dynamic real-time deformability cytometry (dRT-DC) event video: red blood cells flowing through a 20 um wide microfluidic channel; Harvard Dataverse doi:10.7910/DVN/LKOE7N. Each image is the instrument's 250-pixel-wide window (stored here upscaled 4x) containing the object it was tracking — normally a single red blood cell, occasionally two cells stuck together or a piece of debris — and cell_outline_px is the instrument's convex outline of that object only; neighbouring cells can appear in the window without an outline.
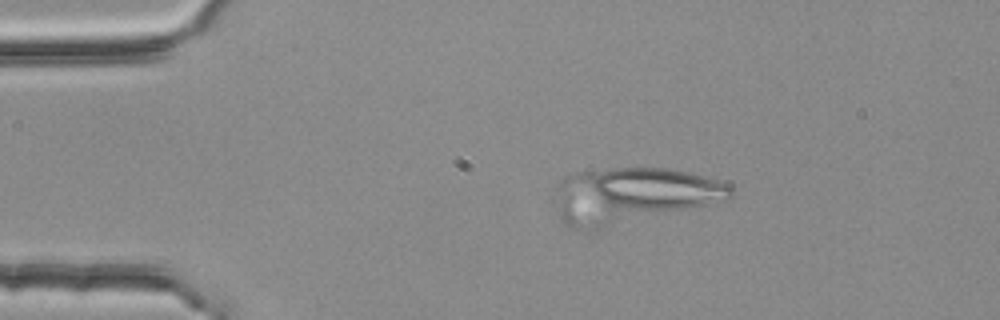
{"species": "common noctule bat (a hibernating species)", "species_latin": "Nyctalus noctula", "temperature_condition": "room temperature", "stored_images_in_passage": 45, "segment_of_instrument_passage": [1, 3], "camera_frame_rate_fps": 3000, "um_per_image_px": 0.085, "animal": {"sex": "female", "body_mass_g": 25.1}, "frame": {"image": 1, "passage_image": 1, "time_ms": 0.0, "image_size_px": [1000, 320], "cell_outline_px": [[736, 192], [732, 196], [724, 200], [584, 232], [572, 228], [560, 216], [552, 200], [556, 184], [560, 180], [568, 176], [580, 172], [620, 168], [664, 168], [684, 172], [732, 184]], "centroid_in_image_um": [53.7, 16.61], "position_along_channel_um": 31.3, "area_um2": 56.3}}